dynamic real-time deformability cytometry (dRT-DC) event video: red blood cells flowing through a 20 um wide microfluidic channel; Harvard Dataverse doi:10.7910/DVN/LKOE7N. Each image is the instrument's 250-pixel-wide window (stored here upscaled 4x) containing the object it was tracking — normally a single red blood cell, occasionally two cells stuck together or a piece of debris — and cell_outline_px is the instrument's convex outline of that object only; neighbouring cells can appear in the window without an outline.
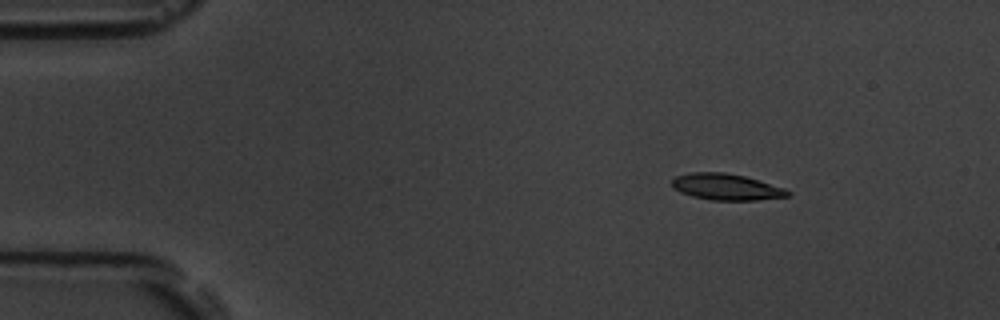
{"species": "common noctule bat (a hibernating species)", "species_latin": "Nyctalus noctula", "temperature_condition": "room temperature", "stored_images_in_passage": 5, "camera_frame_rate_fps": 3000, "um_per_image_px": 0.085, "animal": {"sex": "male", "body_mass_g": 19.5, "forearm_length_mm": 54.6}, "frame": {"image": 1, "passage_image": 3, "time_ms": 2.333, "image_size_px": [1000, 320], "cell_outline_px": [[792, 192], [788, 196], [756, 200], [712, 200], [692, 196], [680, 192], [672, 188], [672, 180], [676, 176], [692, 172], [724, 172], [744, 176], [784, 188]], "centroid_in_image_um": [61.7, 15.89], "position_along_channel_um": 23.3, "area_um2": 17.63}}